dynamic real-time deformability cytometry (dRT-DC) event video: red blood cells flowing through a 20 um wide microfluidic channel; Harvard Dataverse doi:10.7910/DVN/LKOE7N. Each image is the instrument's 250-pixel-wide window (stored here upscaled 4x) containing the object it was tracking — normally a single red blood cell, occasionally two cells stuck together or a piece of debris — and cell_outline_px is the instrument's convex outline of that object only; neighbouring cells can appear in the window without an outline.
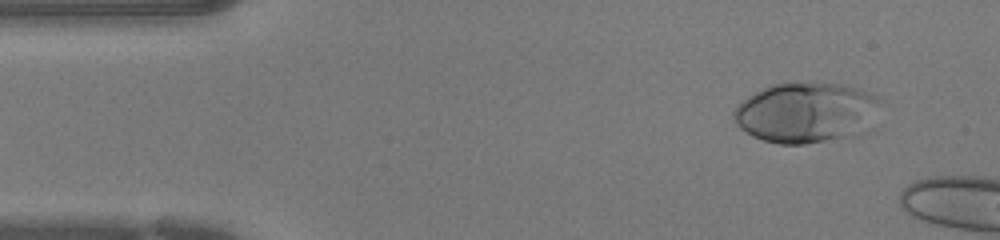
{"species": "human", "species_latin": "Homo sapiens", "temperature_condition": "warm", "stored_images_in_passage": 6, "camera_frame_rate_fps": 3000, "um_per_image_px": 0.085, "donor": {"sex": "female"}, "frame": {"image": 1, "passage_image": 2, "time_ms": 0.333, "image_size_px": [1000, 240], "cell_outline_px": [[876, 100], [844, 136], [804, 144], [780, 144], [764, 140], [752, 136], [740, 128], [736, 124], [732, 112], [748, 96], [772, 84], [844, 84], [856, 88], [872, 96]], "centroid_in_image_um": [68.16, 9.55], "position_along_channel_um": 16.8, "area_um2": 47.34}}